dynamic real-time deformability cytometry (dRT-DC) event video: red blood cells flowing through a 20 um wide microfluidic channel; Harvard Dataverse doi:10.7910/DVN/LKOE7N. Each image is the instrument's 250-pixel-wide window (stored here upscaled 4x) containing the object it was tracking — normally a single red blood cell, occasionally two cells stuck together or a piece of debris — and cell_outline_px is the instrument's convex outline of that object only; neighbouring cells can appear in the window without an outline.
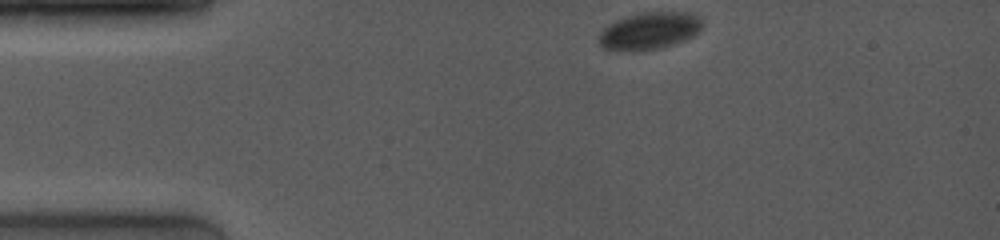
{"species": "common noctule bat (a hibernating species)", "species_latin": "Nyctalus noctula", "temperature_condition": "room temperature", "stored_images_in_passage": 59, "camera_frame_rate_fps": 4000, "um_per_image_px": 0.085, "animal": {"sex": "female", "body_mass_g": 19.0, "forearm_length_mm": 53.3}, "frame": {"image": 1, "passage_image": 1, "time_ms": 0.0, "image_size_px": [1000, 240], "cell_outline_px": [[704, 24], [692, 36], [684, 40], [660, 48], [600, 48], [600, 32], [608, 24], [624, 16], [640, 12], [688, 12], [700, 16]], "centroid_in_image_um": [55.24, 2.55], "position_along_channel_um": 29.8, "area_um2": 21.73}}
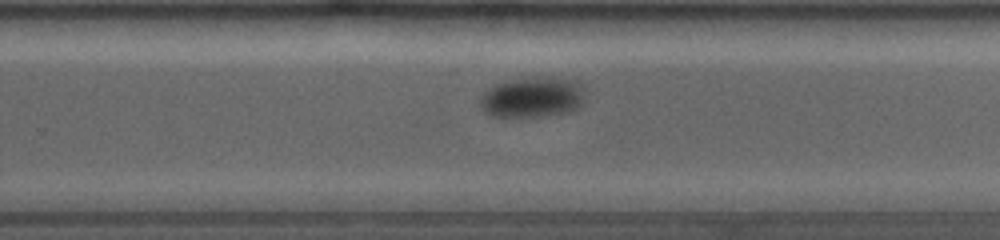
{"frame": {"image": 2, "passage_image": 36, "time_ms": 8.75, "image_size_px": [1000, 240], "cell_outline_px": [[584, 104], [580, 108], [568, 112], [540, 116], [496, 116], [488, 112], [480, 104], [480, 100], [484, 92], [488, 88], [496, 84], [512, 80], [532, 76], [540, 76], [572, 80], [584, 84]], "centroid_in_image_um": [45.35, 8.24], "position_along_channel_um": 284.5, "area_um2": 24.74}}
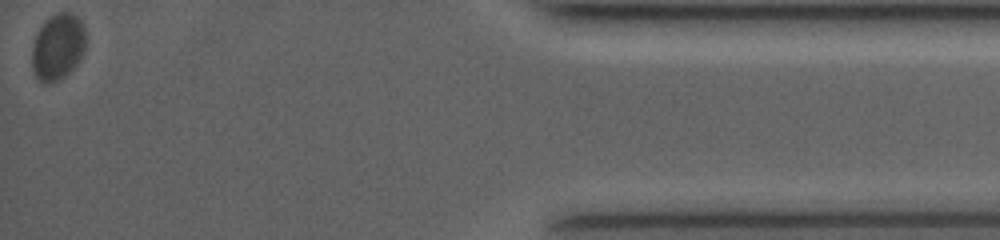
{"frame": {"image": 3, "passage_image": 59, "time_ms": 14.5, "image_size_px": [1000, 240], "cell_outline_px": [[84, 52], [80, 60], [64, 76], [56, 80], [40, 80], [36, 76], [32, 68], [32, 48], [36, 36], [44, 20], [56, 12], [68, 12], [76, 16], [80, 20], [84, 28]], "centroid_in_image_um": [4.91, 3.93], "position_along_channel_um": 430.3, "area_um2": 20.29}}